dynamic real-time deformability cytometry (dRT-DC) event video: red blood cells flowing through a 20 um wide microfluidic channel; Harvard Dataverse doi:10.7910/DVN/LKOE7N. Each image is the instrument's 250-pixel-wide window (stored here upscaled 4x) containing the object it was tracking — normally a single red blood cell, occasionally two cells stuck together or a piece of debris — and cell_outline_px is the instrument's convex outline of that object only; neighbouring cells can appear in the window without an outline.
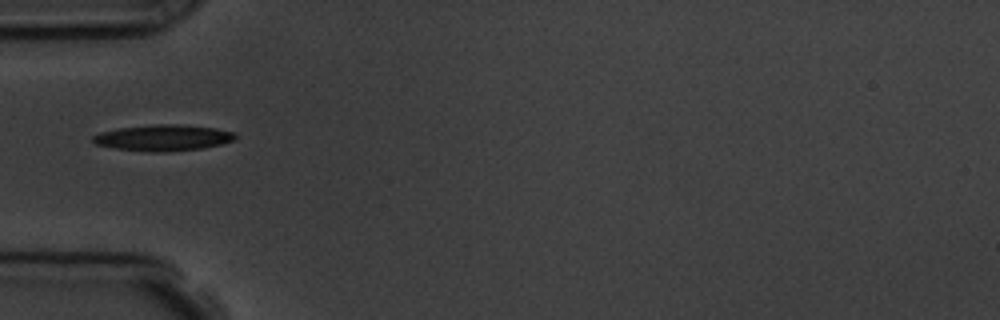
{"species": "common noctule bat (a hibernating species)", "species_latin": "Nyctalus noctula", "temperature_condition": "room temperature", "stored_images_in_passage": 2, "camera_frame_rate_fps": 3000, "um_per_image_px": 0.085, "animal": {"sex": "male", "body_mass_g": 19.5, "forearm_length_mm": 54.6}, "frame": {"image": 1, "passage_image": 1, "time_ms": 0.0, "image_size_px": [1000, 320], "cell_outline_px": [[236, 140], [220, 144], [200, 148], [156, 152], [152, 152], [116, 148], [96, 144], [92, 140], [92, 136], [100, 132], [120, 128], [152, 124], [180, 124], [216, 128], [236, 132]], "centroid_in_image_um": [13.89, 11.69], "position_along_channel_um": 71.1, "area_um2": 21.5}}